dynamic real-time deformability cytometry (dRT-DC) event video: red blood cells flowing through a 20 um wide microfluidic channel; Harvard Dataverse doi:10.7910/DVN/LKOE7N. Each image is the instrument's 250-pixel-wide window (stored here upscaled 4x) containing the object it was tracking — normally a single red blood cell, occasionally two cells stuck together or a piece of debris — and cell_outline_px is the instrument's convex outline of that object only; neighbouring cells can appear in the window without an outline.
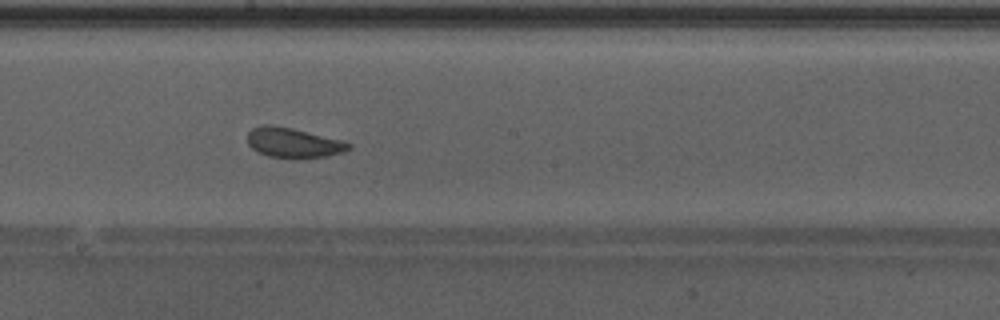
{"species": "Egyptian fruit bat (a non-hibernating species)", "species_latin": "Rousettus aegyptiacus", "temperature_condition": "warm", "stored_images_in_passage": 49, "camera_frame_rate_fps": 3000, "um_per_image_px": 0.085, "animal": {"sex": "male"}, "frame": {"image": 1, "passage_image": 28, "time_ms": 9.0, "image_size_px": [1000, 320], "cell_outline_px": [[352, 148], [344, 152], [328, 156], [296, 160], [268, 156], [252, 148], [248, 144], [248, 132], [252, 128], [264, 124], [272, 124], [292, 128], [340, 140], [352, 144]], "centroid_in_image_um": [24.94, 12.16], "position_along_channel_um": 223.3, "area_um2": 17.92}, "authors_computed_cell_mechanics": {"area_um2": 19.5364, "velocity_mm_per_s": 4.257, "shape_relaxation_time_tau1_ms": 2.0804, "shape_relaxation_time_tau2_ms": 1.2786, "deformation_change_tau1": 0.059, "deformation_change_tau2": 0.0675}}